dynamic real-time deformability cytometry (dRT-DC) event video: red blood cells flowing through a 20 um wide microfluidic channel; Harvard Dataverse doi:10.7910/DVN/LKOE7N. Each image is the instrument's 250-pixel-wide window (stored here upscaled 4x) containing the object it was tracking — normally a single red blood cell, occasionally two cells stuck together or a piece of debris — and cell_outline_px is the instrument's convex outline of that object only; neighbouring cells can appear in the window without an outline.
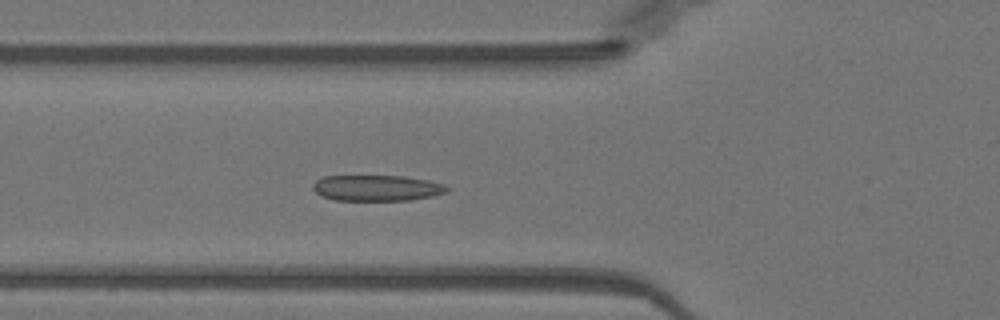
{"species": "Egyptian fruit bat (a non-hibernating species)", "species_latin": "Rousettus aegyptiacus", "temperature_condition": "warm", "stored_images_in_passage": 48, "camera_frame_rate_fps": 3000, "um_per_image_px": 0.085, "animal": {"sex": "female"}, "frame": {"image": 1, "passage_image": 16, "time_ms": 5.0, "image_size_px": [1000, 320], "cell_outline_px": [[448, 192], [432, 196], [408, 200], [336, 200], [324, 196], [316, 192], [312, 188], [312, 184], [316, 180], [324, 176], [404, 176], [428, 180], [444, 184], [448, 188]], "centroid_in_image_um": [32.04, 15.97], "position_along_channel_um": 93.8, "area_um2": 20.11}}
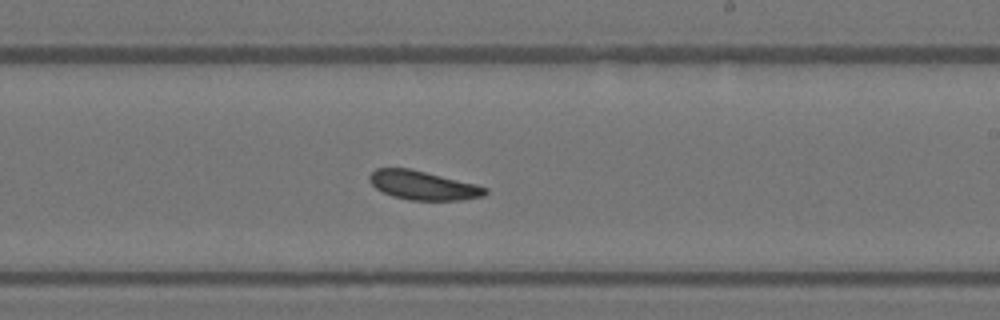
{"frame": {"image": 2, "passage_image": 28, "time_ms": 9.0, "image_size_px": [1000, 320], "cell_outline_px": [[488, 192], [484, 196], [460, 200], [412, 200], [392, 196], [376, 188], [368, 180], [368, 176], [376, 168], [408, 168], [476, 184], [488, 188]], "centroid_in_image_um": [35.96, 15.76], "position_along_channel_um": 253.0, "area_um2": 19.36}}
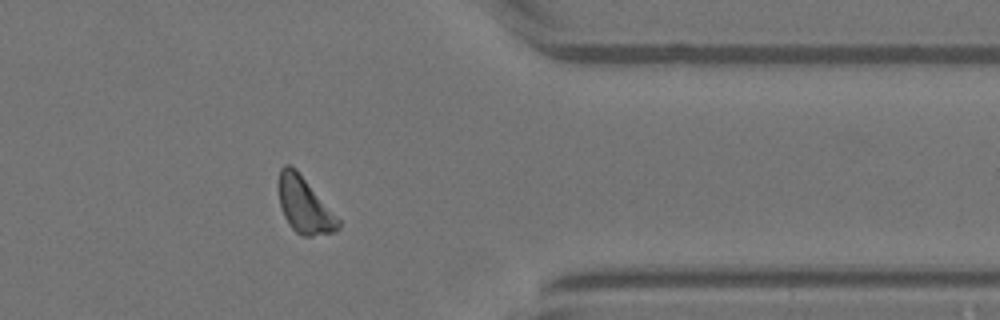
{"frame": {"image": 3, "passage_image": 39, "time_ms": 12.667, "image_size_px": [1000, 320], "cell_outline_px": [[340, 228], [336, 232], [312, 236], [300, 236], [292, 228], [284, 216], [280, 204], [280, 168], [284, 164], [288, 164], [296, 168], [340, 220]], "centroid_in_image_um": [25.9, 17.46], "position_along_channel_um": 385.5, "area_um2": 19.19}, "authors_computed_cell_mechanics": {"area_um2": 19.8254, "velocity_mm_per_s": 3.9833, "shape_relaxation_time_tau1_ms": 3.2392, "shape_relaxation_time_tau2_ms": null, "deformation_change_tau1": 0.0994, "deformation_change_tau2": null}}